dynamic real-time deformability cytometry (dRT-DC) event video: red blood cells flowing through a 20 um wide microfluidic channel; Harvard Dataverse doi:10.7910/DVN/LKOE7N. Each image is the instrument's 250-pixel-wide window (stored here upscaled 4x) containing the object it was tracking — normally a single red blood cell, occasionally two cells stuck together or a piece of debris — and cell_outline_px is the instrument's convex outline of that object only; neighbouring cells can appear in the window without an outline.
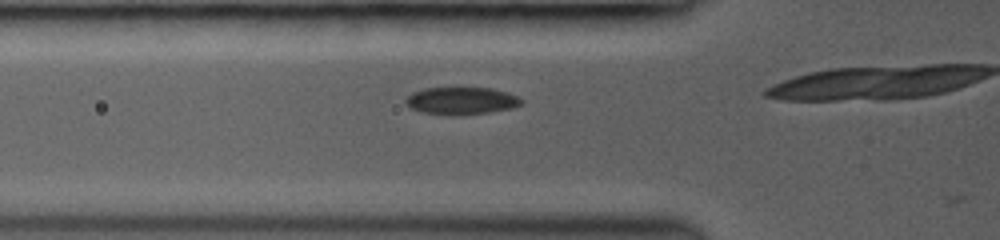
{"species": "common noctule bat (a hibernating species)", "species_latin": "Nyctalus noctula", "temperature_condition": "room temperature", "stored_images_in_passage": 3, "camera_frame_rate_fps": 3000, "um_per_image_px": 0.085, "animal": {"sex": "female", "body_mass_g": 19.0, "forearm_length_mm": 53.3}, "frame": {"image": 1, "passage_image": 2, "time_ms": 0.667, "image_size_px": [1000, 240], "cell_outline_px": [[524, 104], [512, 108], [488, 112], [460, 116], [448, 116], [420, 112], [404, 104], [404, 100], [412, 92], [424, 88], [492, 88], [516, 96], [524, 100]], "centroid_in_image_um": [39.18, 8.59], "position_along_channel_um": 86.6, "area_um2": 18.73}}